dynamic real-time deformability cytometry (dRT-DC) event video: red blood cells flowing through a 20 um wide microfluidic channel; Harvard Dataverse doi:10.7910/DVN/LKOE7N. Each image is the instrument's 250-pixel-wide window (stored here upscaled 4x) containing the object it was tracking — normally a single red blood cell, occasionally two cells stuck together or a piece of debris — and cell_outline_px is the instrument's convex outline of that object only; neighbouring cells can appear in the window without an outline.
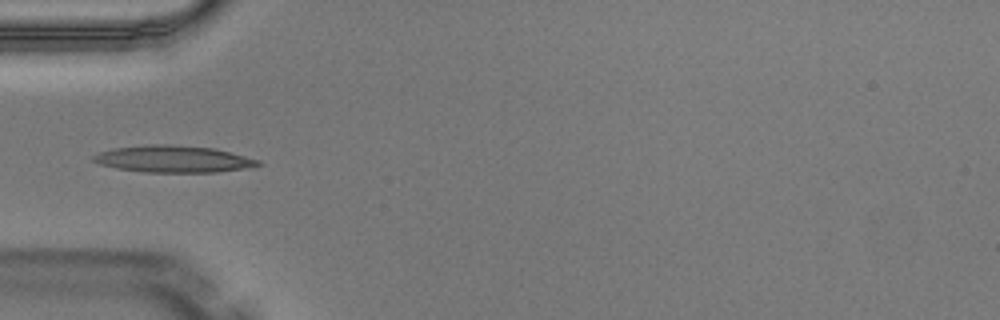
{"species": "Egyptian fruit bat (a non-hibernating species)", "species_latin": "Rousettus aegyptiacus", "temperature_condition": "warm", "stored_images_in_passage": 4, "camera_frame_rate_fps": 3000, "um_per_image_px": 0.085, "animal": {"sex": "male"}, "frame": {"image": 1, "passage_image": 4, "time_ms": 1.0, "image_size_px": [1000, 320], "cell_outline_px": [[264, 164], [248, 168], [216, 172], [144, 172], [116, 168], [100, 164], [92, 160], [92, 156], [100, 152], [112, 148], [148, 144], [164, 144], [212, 148], [260, 160]], "centroid_in_image_um": [14.72, 13.52], "position_along_channel_um": 70.3, "area_um2": 25.66}}